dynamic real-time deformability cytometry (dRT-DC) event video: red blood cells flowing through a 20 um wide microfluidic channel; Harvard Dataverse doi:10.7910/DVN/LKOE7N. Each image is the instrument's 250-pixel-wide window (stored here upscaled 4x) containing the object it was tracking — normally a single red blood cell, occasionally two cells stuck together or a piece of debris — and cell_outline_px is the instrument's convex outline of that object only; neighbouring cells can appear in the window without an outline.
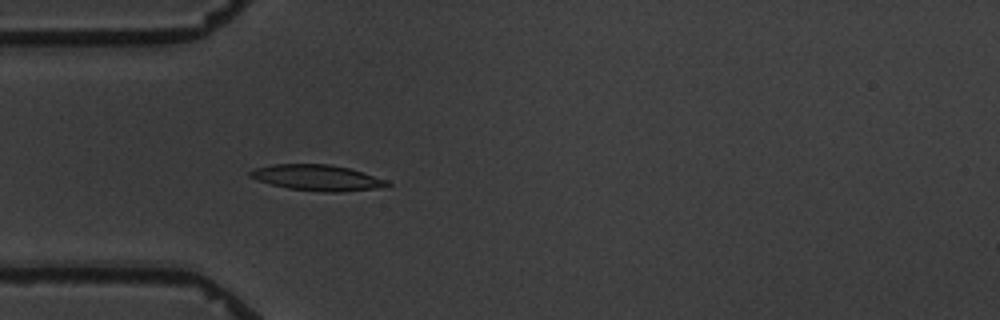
{"species": "common noctule bat (a hibernating species)", "species_latin": "Nyctalus noctula", "temperature_condition": "warm", "stored_images_in_passage": 4, "camera_frame_rate_fps": 3000, "um_per_image_px": 0.085, "animal": {"sex": "male", "body_mass_g": 19.5, "forearm_length_mm": 54.6}, "frame": {"image": 1, "passage_image": 4, "time_ms": 3.667, "image_size_px": [1000, 320], "cell_outline_px": [[392, 184], [388, 188], [340, 192], [324, 192], [288, 188], [256, 180], [248, 176], [248, 172], [256, 168], [272, 164], [328, 164], [348, 168], [388, 180]], "centroid_in_image_um": [27.02, 15.12], "position_along_channel_um": 58.0, "area_um2": 20.81}}